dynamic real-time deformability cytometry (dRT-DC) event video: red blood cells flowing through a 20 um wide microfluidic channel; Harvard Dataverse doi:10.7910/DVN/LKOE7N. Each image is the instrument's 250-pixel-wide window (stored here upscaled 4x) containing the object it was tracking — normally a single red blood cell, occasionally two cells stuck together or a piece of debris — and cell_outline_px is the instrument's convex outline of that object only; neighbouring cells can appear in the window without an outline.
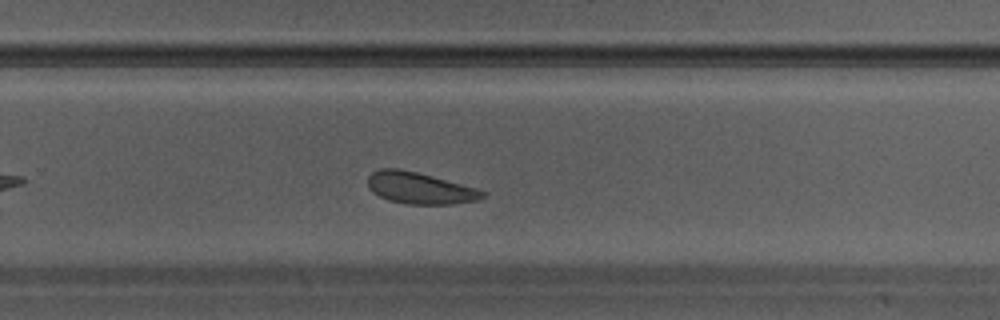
{"species": "Egyptian fruit bat (a non-hibernating species)", "species_latin": "Rousettus aegyptiacus", "temperature_condition": "warm", "stored_images_in_passage": 30, "camera_frame_rate_fps": 3000, "um_per_image_px": 0.085, "animal": {"sex": "male"}, "frame": {"image": 1, "passage_image": 18, "time_ms": 5.667, "image_size_px": [1000, 320], "cell_outline_px": [[484, 196], [476, 200], [452, 204], [408, 204], [388, 200], [372, 192], [368, 188], [368, 176], [372, 172], [380, 168], [400, 168], [432, 176], [476, 188], [484, 192]], "centroid_in_image_um": [35.62, 15.98], "position_along_channel_um": 294.2, "area_um2": 20.92}}